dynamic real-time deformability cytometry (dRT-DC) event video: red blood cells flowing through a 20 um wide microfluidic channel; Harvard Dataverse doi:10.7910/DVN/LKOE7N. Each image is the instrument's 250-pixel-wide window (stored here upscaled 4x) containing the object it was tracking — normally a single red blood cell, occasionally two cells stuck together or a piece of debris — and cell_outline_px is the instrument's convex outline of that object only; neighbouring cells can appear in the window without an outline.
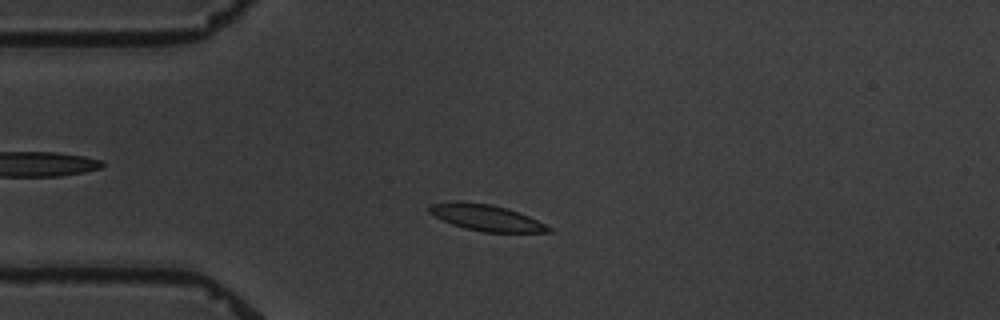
{"species": "common noctule bat (a hibernating species)", "species_latin": "Nyctalus noctula", "temperature_condition": "warm", "stored_images_in_passage": 7, "camera_frame_rate_fps": 3000, "um_per_image_px": 0.085, "animal": {"sex": "male", "body_mass_g": 19.5, "forearm_length_mm": 54.6}, "frame": {"image": 1, "passage_image": 4, "time_ms": 3.667, "image_size_px": [1000, 320], "cell_outline_px": [[552, 232], [484, 232], [464, 228], [452, 224], [428, 212], [428, 204], [456, 200], [464, 200], [492, 204], [508, 208], [528, 216], [552, 228]], "centroid_in_image_um": [41.28, 18.47], "position_along_channel_um": 43.7, "area_um2": 18.38}}
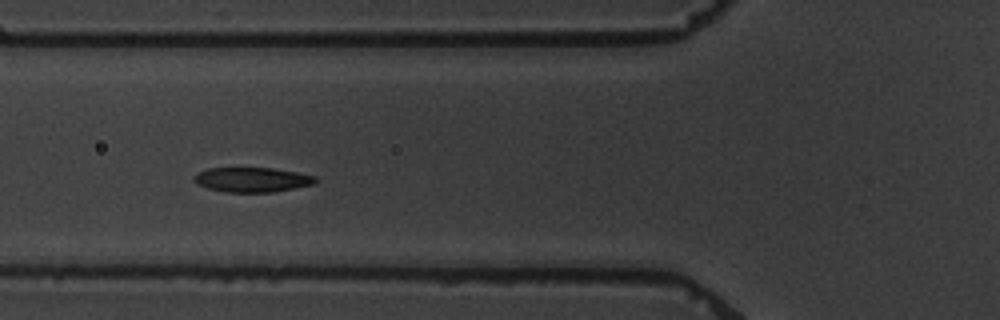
{"frame": {"image": 2, "passage_image": 6, "time_ms": 6.0, "image_size_px": [1000, 320], "cell_outline_px": [[316, 184], [276, 192], [224, 192], [208, 188], [196, 184], [192, 180], [196, 172], [208, 168], [272, 168], [296, 172], [316, 176]], "centroid_in_image_um": [21.41, 15.28], "position_along_channel_um": 104.4, "area_um2": 17.69}}
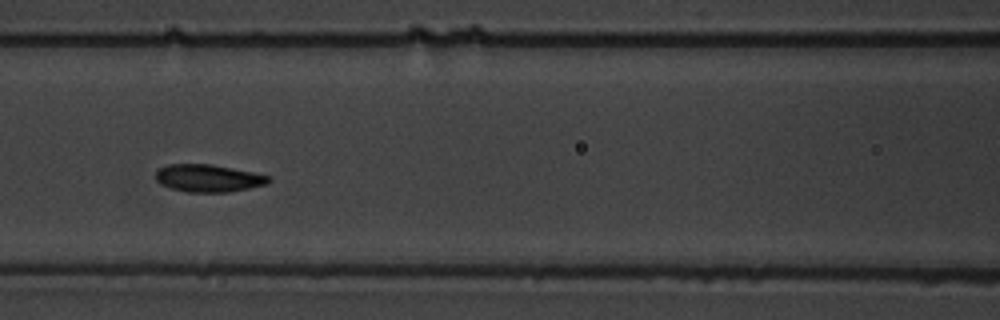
{"frame": {"image": 3, "passage_image": 7, "time_ms": 7.333, "image_size_px": [1000, 320], "cell_outline_px": [[272, 180], [268, 184], [228, 192], [188, 192], [172, 188], [160, 184], [156, 180], [156, 168], [168, 164], [212, 164], [272, 176]], "centroid_in_image_um": [17.71, 15.14], "position_along_channel_um": 148.9, "area_um2": 18.21}}